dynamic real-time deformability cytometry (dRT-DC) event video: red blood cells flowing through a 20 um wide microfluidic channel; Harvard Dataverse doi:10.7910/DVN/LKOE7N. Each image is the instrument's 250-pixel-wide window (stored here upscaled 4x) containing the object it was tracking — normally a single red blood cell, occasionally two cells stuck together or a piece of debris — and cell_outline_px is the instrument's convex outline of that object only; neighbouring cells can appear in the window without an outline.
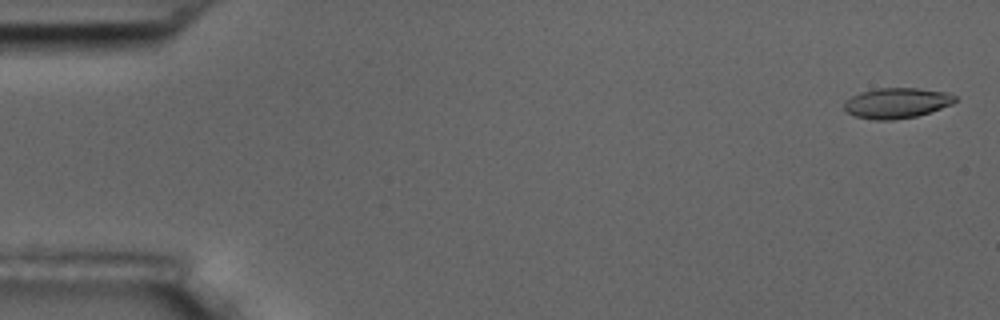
{"species": "common noctule bat (a hibernating species)", "species_latin": "Nyctalus noctula", "temperature_condition": "room temperature", "stored_images_in_passage": 5, "camera_frame_rate_fps": 3000, "um_per_image_px": 0.085, "animal": {"sex": "male", "body_mass_g": 17.5, "forearm_length_mm": 52.3}, "frame": {"image": 1, "passage_image": 1, "time_ms": 0.0, "image_size_px": [1000, 320], "cell_outline_px": [[956, 100], [952, 104], [916, 116], [892, 120], [876, 120], [856, 116], [848, 112], [844, 108], [844, 104], [852, 96], [860, 92], [876, 88], [916, 88], [948, 92], [956, 96]], "centroid_in_image_um": [76.23, 8.74], "position_along_channel_um": 8.8, "area_um2": 19.42}}
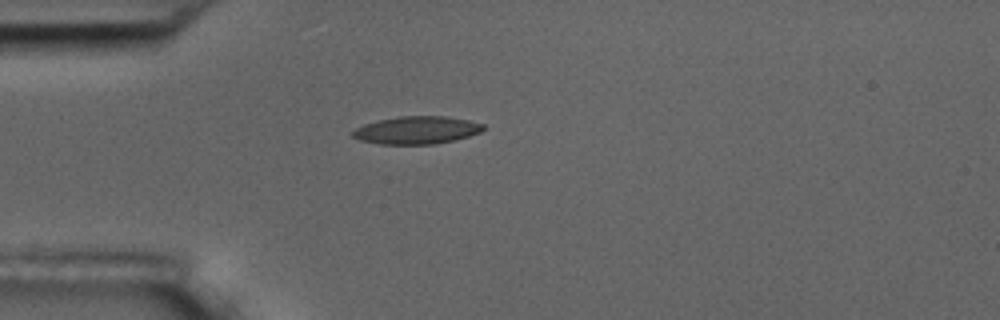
{"frame": {"image": 2, "passage_image": 5, "time_ms": 4.667, "image_size_px": [1000, 320], "cell_outline_px": [[484, 128], [480, 132], [468, 136], [436, 144], [380, 144], [360, 140], [352, 136], [352, 132], [356, 128], [364, 124], [380, 120], [400, 116], [444, 116], [468, 120], [484, 124]], "centroid_in_image_um": [35.41, 11.06], "position_along_channel_um": 49.6, "area_um2": 20.87}}